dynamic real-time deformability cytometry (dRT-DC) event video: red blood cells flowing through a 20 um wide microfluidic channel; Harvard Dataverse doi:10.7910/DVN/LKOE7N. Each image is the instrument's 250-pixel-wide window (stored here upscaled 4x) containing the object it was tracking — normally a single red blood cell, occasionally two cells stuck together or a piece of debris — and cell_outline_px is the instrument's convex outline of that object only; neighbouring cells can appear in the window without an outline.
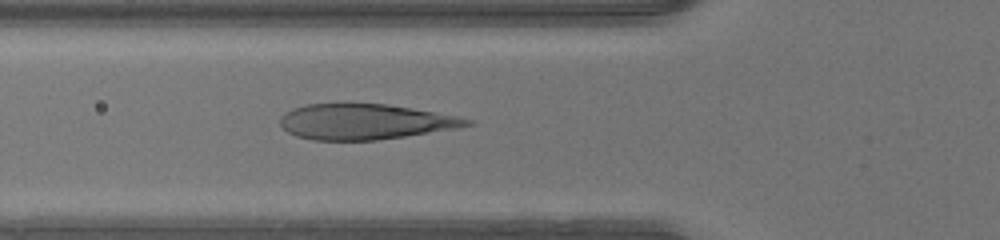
{"species": "human", "species_latin": "Homo sapiens", "temperature_condition": "warm", "stored_images_in_passage": 46, "camera_frame_rate_fps": 3000, "um_per_image_px": 0.085, "donor": {"sex": "male"}, "frame": {"image": 1, "passage_image": 16, "time_ms": 5.0, "image_size_px": [1000, 240], "cell_outline_px": [[476, 124], [456, 128], [404, 136], [376, 140], [312, 140], [296, 136], [288, 132], [280, 124], [280, 116], [284, 112], [292, 108], [304, 104], [388, 104], [456, 116], [472, 120]], "centroid_in_image_um": [30.98, 10.34], "position_along_channel_um": 94.8, "area_um2": 38.38}}
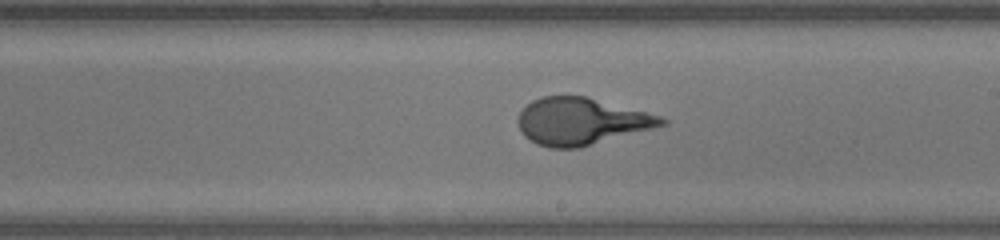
{"frame": {"image": 2, "passage_image": 26, "time_ms": 8.333, "image_size_px": [1000, 240], "cell_outline_px": [[668, 124], [580, 148], [552, 148], [536, 144], [524, 136], [516, 120], [520, 112], [532, 100], [540, 96], [584, 96], [660, 116], [668, 120]], "centroid_in_image_um": [49.37, 10.32], "position_along_channel_um": 239.6, "area_um2": 39.07}}
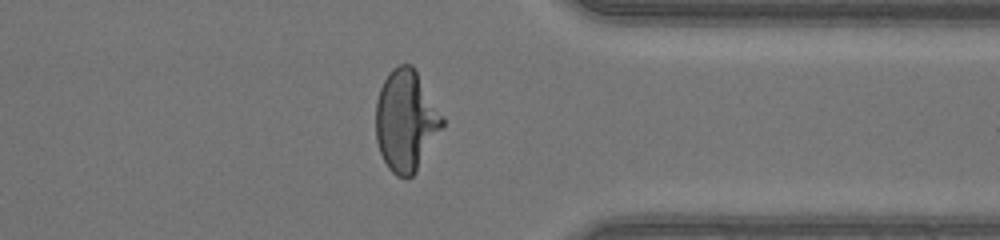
{"frame": {"image": 3, "passage_image": 36, "time_ms": 11.667, "image_size_px": [1000, 240], "cell_outline_px": [[444, 124], [416, 172], [408, 180], [396, 176], [388, 168], [380, 152], [376, 140], [376, 100], [380, 88], [388, 72], [392, 68], [400, 64], [412, 64], [444, 116]], "centroid_in_image_um": [34.5, 10.26], "position_along_channel_um": 376.9, "area_um2": 39.42}}